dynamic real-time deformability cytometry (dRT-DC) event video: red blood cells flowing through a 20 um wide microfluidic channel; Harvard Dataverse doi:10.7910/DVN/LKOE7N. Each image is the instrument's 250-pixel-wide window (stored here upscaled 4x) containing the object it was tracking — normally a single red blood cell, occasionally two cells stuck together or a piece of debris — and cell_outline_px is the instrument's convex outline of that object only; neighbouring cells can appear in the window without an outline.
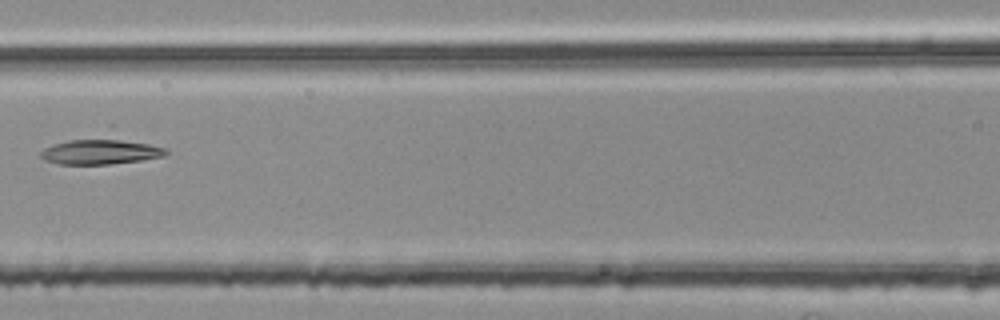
{"species": "common noctule bat (a hibernating species)", "species_latin": "Nyctalus noctula", "temperature_condition": "room temperature", "stored_images_in_passage": 5, "camera_frame_rate_fps": 3000, "um_per_image_px": 0.085, "animal": {"sex": "female", "body_mass_g": 25.1}, "frame": {"image": 1, "passage_image": 5, "time_ms": 1.333, "image_size_px": [1000, 320], "cell_outline_px": [[168, 152], [164, 156], [140, 160], [108, 164], [56, 164], [40, 156], [40, 152], [44, 148], [52, 144], [108, 124], [112, 124], [164, 148]], "centroid_in_image_um": [8.69, 12.57], "position_along_channel_um": 157.9, "area_um2": 23.41}}